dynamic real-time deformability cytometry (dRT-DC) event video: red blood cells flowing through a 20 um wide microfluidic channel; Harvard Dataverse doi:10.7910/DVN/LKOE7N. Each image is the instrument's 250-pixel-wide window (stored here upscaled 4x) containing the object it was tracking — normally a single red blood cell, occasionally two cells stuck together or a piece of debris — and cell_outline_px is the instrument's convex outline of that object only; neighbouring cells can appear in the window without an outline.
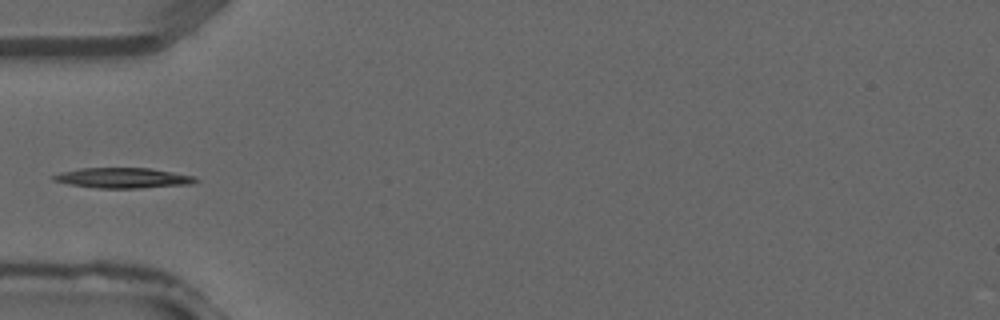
{"species": "common noctule bat (a hibernating species)", "species_latin": "Nyctalus noctula", "temperature_condition": "warm", "stored_images_in_passage": 26, "camera_frame_rate_fps": 3000, "um_per_image_px": 0.085, "animal": {"sex": "male", "forearm_length_mm": 52.5}, "frame": {"image": 1, "passage_image": 1, "time_ms": 0.0, "image_size_px": [1000, 320], "cell_outline_px": [[200, 180], [192, 184], [140, 188], [100, 188], [68, 184], [52, 180], [52, 176], [60, 172], [80, 168], [152, 168], [196, 176]], "centroid_in_image_um": [10.5, 15.12], "position_along_channel_um": 74.5, "area_um2": 16.94}}
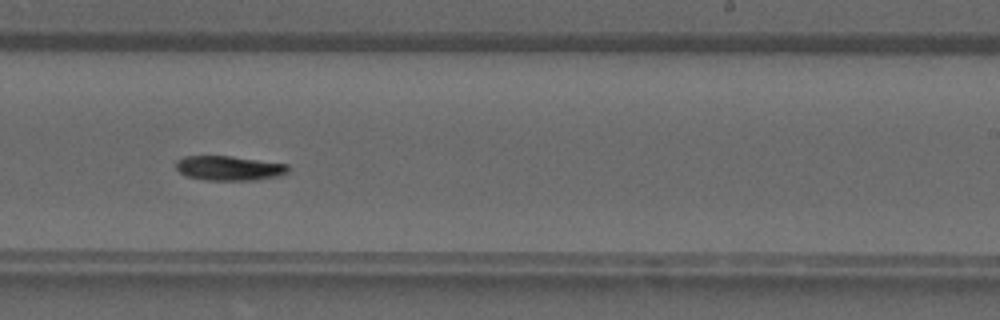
{"frame": {"image": 2, "passage_image": 12, "time_ms": 3.667, "image_size_px": [1000, 320], "cell_outline_px": [[288, 172], [276, 176], [256, 180], [204, 180], [188, 176], [180, 172], [176, 168], [176, 160], [184, 156], [232, 156], [288, 164]], "centroid_in_image_um": [19.45, 14.29], "position_along_channel_um": 269.5, "area_um2": 16.01}}
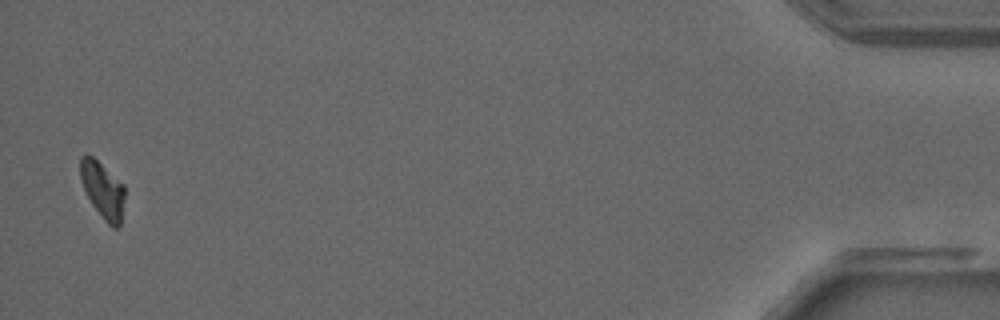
{"frame": {"image": 3, "passage_image": 26, "time_ms": 8.333, "image_size_px": [1000, 320], "cell_outline_px": [[124, 196], [120, 224], [116, 228], [112, 228], [104, 220], [92, 204], [84, 188], [80, 176], [80, 156], [92, 156], [124, 184]], "centroid_in_image_um": [8.73, 16.15], "position_along_channel_um": 426.5, "area_um2": 14.28}}